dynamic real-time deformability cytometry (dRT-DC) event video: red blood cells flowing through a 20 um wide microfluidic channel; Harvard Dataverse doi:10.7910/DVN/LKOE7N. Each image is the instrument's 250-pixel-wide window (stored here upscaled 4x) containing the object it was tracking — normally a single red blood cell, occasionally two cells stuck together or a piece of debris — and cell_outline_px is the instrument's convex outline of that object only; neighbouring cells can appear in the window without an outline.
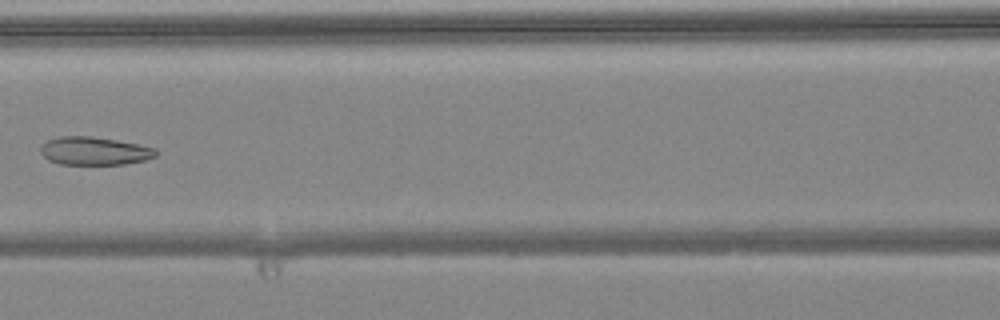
{"species": "common noctule bat (a hibernating species)", "species_latin": "Nyctalus noctula", "temperature_condition": "warm", "stored_images_in_passage": 7, "camera_frame_rate_fps": 3000, "um_per_image_px": 0.085, "animal": {"sex": "female", "body_mass_g": 24.6, "forearm_length_mm": 56.2}, "frame": {"image": 1, "passage_image": 6, "time_ms": 1.667, "image_size_px": [1000, 320], "cell_outline_px": [[156, 156], [144, 160], [124, 164], [60, 164], [48, 160], [40, 152], [40, 144], [48, 140], [60, 136], [92, 136], [116, 140], [156, 148]], "centroid_in_image_um": [7.98, 12.83], "position_along_channel_um": 158.6, "area_um2": 18.84}}
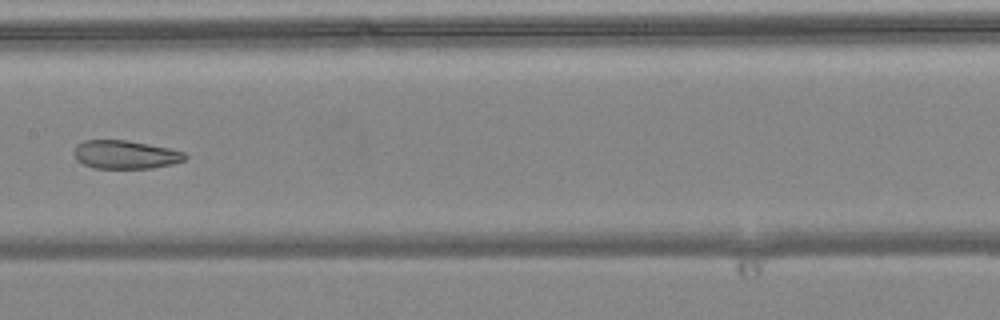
{"frame": {"image": 2, "passage_image": 7, "time_ms": 2.0, "image_size_px": [1000, 320], "cell_outline_px": [[188, 156], [184, 160], [172, 164], [152, 168], [92, 168], [76, 160], [76, 144], [84, 140], [128, 140], [168, 148], [184, 152]], "centroid_in_image_um": [10.66, 13.14], "position_along_channel_um": 196.7, "area_um2": 18.26}}